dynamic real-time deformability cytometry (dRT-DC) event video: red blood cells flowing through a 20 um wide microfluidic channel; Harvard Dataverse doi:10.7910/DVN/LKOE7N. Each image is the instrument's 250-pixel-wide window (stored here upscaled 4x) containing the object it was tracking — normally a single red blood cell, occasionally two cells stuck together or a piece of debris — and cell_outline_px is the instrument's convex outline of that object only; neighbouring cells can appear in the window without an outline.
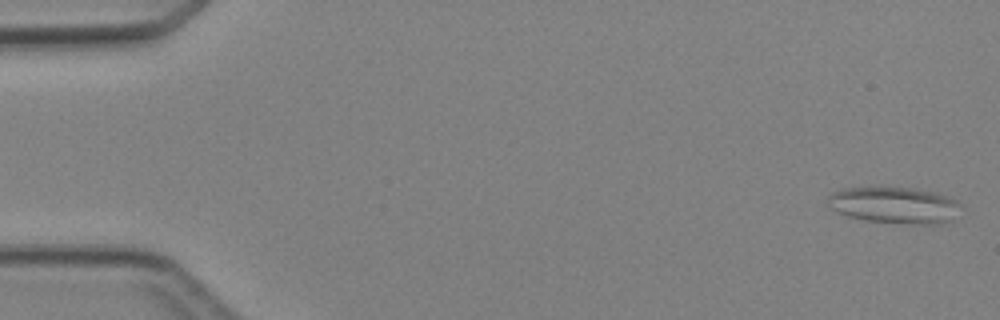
{"species": "Egyptian fruit bat (a non-hibernating species)", "species_latin": "Rousettus aegyptiacus", "temperature_condition": "cold", "stored_images_in_passage": 5, "camera_frame_rate_fps": 3000, "um_per_image_px": 0.085, "animal": {"sex": "female"}, "frame": {"image": 1, "passage_image": 1, "time_ms": 0.0, "image_size_px": [1000, 320], "cell_outline_px": [[964, 208], [952, 220], [940, 224], [912, 224], [868, 220], [848, 216], [828, 208], [828, 196], [832, 192], [844, 188], [912, 188], [936, 192], [948, 196], [956, 200]], "centroid_in_image_um": [76.09, 17.44], "position_along_channel_um": 8.9, "area_um2": 28.38}}